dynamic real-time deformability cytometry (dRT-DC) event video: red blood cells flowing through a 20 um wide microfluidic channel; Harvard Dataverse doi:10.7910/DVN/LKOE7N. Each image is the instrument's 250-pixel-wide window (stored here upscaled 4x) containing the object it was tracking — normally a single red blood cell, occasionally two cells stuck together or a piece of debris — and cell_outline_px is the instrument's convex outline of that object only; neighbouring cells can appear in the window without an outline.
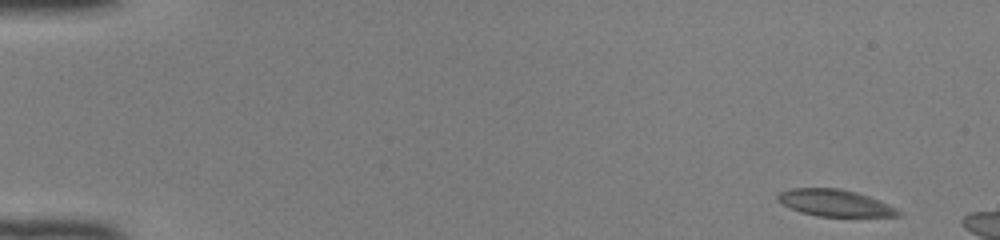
{"species": "common noctule bat (a hibernating species)", "species_latin": "Nyctalus noctula", "temperature_condition": "room temperature", "stored_images_in_passage": 7, "camera_frame_rate_fps": 3000, "um_per_image_px": 0.085, "animal": {"sex": "female", "body_mass_g": 22.0, "forearm_length_mm": 56.7}, "frame": {"image": 1, "passage_image": 1, "time_ms": 0.0, "image_size_px": [1000, 240], "cell_outline_px": [[904, 212], [900, 216], [816, 216], [800, 212], [776, 200], [776, 196], [780, 192], [792, 188], [840, 188], [856, 192], [868, 196], [888, 204]], "centroid_in_image_um": [70.98, 17.25], "position_along_channel_um": 14.0, "area_um2": 18.73}}